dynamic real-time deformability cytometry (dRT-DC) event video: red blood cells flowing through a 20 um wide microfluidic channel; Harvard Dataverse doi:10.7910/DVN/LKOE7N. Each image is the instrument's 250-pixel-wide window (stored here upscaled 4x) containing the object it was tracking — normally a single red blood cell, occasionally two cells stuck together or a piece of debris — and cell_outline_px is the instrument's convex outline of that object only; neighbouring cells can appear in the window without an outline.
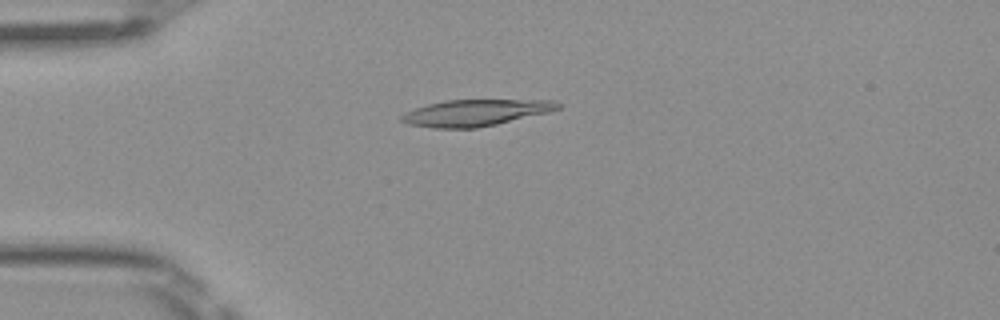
{"species": "Egyptian fruit bat (a non-hibernating species)", "species_latin": "Rousettus aegyptiacus", "temperature_condition": "room temperature", "stored_images_in_passage": 50, "camera_frame_rate_fps": 3000, "um_per_image_px": 0.085, "frame": {"image": 1, "passage_image": 13, "time_ms": 4.0, "image_size_px": [1000, 320], "cell_outline_px": [[564, 104], [560, 108], [548, 112], [496, 124], [476, 128], [436, 128], [408, 124], [400, 120], [400, 116], [416, 108], [428, 104], [444, 100], [556, 100]], "centroid_in_image_um": [40.46, 9.57], "position_along_channel_um": 44.5, "area_um2": 23.93}}
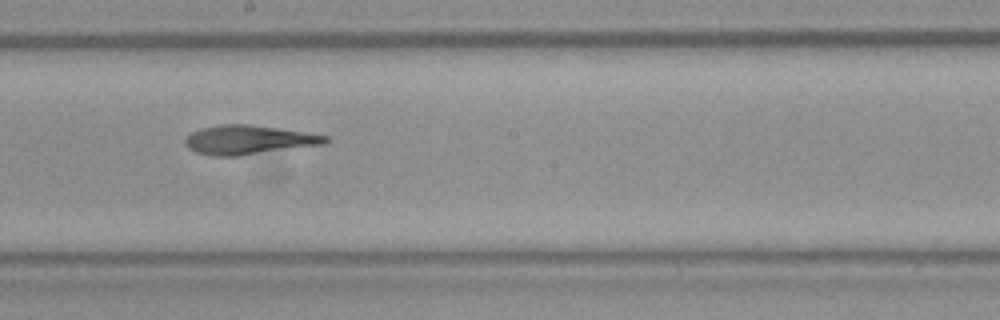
{"frame": {"image": 2, "passage_image": 28, "time_ms": 9.0, "image_size_px": [1000, 320], "cell_outline_px": [[332, 140], [324, 144], [236, 156], [212, 156], [196, 152], [188, 148], [184, 144], [184, 140], [192, 132], [200, 128], [220, 124], [248, 124], [280, 128], [332, 136]], "centroid_in_image_um": [21.16, 11.88], "position_along_channel_um": 227.0, "area_um2": 23.93}}
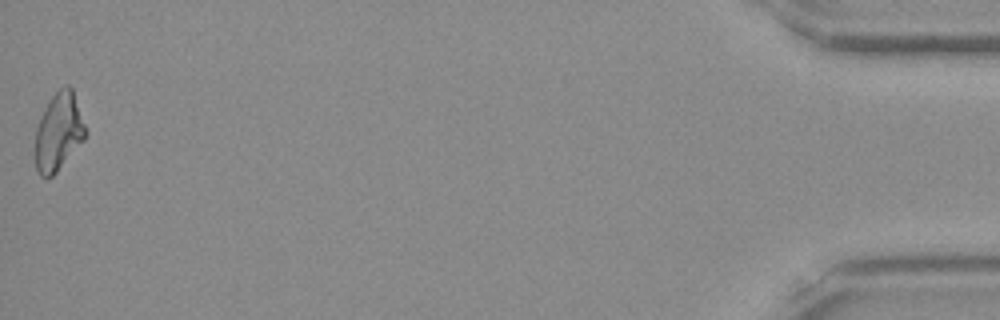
{"frame": {"image": 3, "passage_image": 50, "time_ms": 16.333, "image_size_px": [1000, 320], "cell_outline_px": [[88, 132], [84, 140], [56, 172], [52, 176], [40, 176], [36, 168], [36, 128], [40, 116], [44, 108], [52, 96], [64, 84], [68, 84], [72, 88]], "centroid_in_image_um": [5.0, 11.17], "position_along_channel_um": 430.2, "area_um2": 22.66}, "authors_computed_cell_mechanics": {"area_um2": 23.409, "velocity_mm_per_s": 4.0738, "shape_relaxation_time_tau1_ms": 10.8978, "shape_relaxation_time_tau2_ms": 3.9231, "deformation_change_tau1": 0.2981, "deformation_change_tau2": 0.1422}}